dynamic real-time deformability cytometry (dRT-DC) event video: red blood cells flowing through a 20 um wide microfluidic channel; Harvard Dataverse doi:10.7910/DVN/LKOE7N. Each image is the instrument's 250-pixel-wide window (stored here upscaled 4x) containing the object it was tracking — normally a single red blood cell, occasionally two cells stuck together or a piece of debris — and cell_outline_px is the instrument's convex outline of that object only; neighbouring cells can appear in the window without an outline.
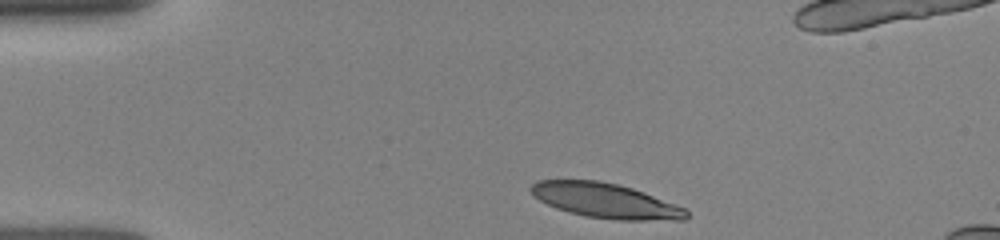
{"species": "human", "species_latin": "Homo sapiens", "temperature_condition": "room temperature", "stored_images_in_passage": 22, "camera_frame_rate_fps": 3000, "um_per_image_px": 0.085, "donor": {"sex": "female"}, "frame": {"image": 1, "passage_image": 1, "time_ms": 0.0, "image_size_px": [1000, 240], "cell_outline_px": [[688, 216], [684, 220], [616, 220], [584, 216], [568, 212], [556, 208], [540, 200], [528, 188], [536, 180], [596, 180], [616, 184], [632, 188], [644, 192], [684, 208], [688, 212]], "centroid_in_image_um": [51.46, 17.06], "position_along_channel_um": 33.5, "area_um2": 31.33}}
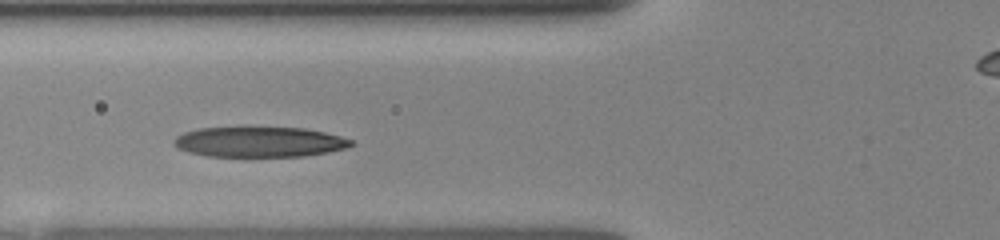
{"frame": {"image": 2, "passage_image": 10, "time_ms": 3.0, "image_size_px": [1000, 240], "cell_outline_px": [[356, 144], [348, 148], [328, 152], [304, 156], [208, 156], [188, 152], [176, 148], [172, 144], [172, 140], [176, 136], [184, 132], [200, 128], [240, 124], [248, 124], [304, 128], [324, 132], [340, 136], [352, 140]], "centroid_in_image_um": [22.0, 12.01], "position_along_channel_um": 103.8, "area_um2": 32.83}}
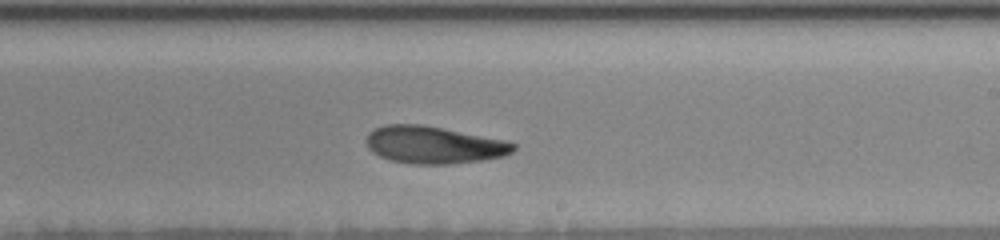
{"frame": {"image": 3, "passage_image": 22, "time_ms": 6.667, "image_size_px": [1000, 240], "cell_outline_px": [[516, 148], [512, 152], [504, 156], [480, 160], [452, 164], [412, 164], [392, 160], [380, 156], [372, 152], [368, 148], [368, 132], [384, 124], [420, 124], [504, 140], [516, 144]], "centroid_in_image_um": [36.86, 12.32], "position_along_channel_um": 252.1, "area_um2": 31.67}}